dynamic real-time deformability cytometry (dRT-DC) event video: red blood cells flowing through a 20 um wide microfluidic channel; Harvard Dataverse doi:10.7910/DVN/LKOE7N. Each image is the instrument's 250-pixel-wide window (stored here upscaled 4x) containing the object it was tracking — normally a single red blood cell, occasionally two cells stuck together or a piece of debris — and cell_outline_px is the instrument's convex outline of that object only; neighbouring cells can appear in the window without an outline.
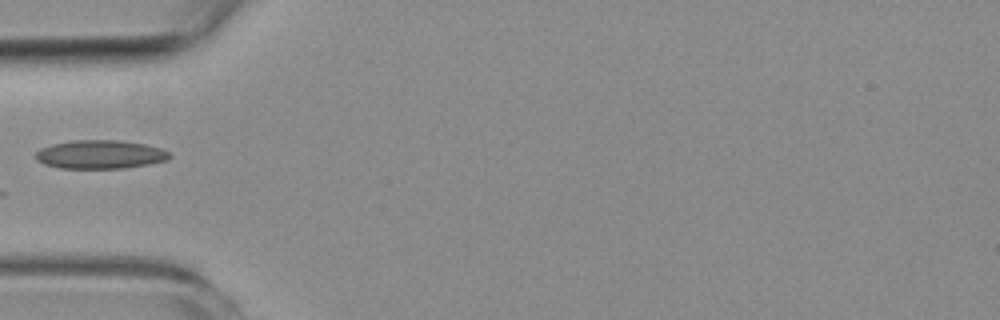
{"species": "common noctule bat (a hibernating species)", "species_latin": "Nyctalus noctula", "temperature_condition": "room temperature", "stored_images_in_passage": 4, "camera_frame_rate_fps": 3000, "um_per_image_px": 0.085, "animal": {"sex": "female", "body_mass_g": 19.3, "forearm_length_mm": 54.1}, "frame": {"image": 1, "passage_image": 4, "time_ms": 3.667, "image_size_px": [1000, 320], "cell_outline_px": [[172, 156], [168, 160], [148, 164], [124, 168], [60, 168], [44, 164], [36, 160], [36, 152], [40, 148], [52, 144], [72, 140], [120, 140], [144, 144], [160, 148], [168, 152]], "centroid_in_image_um": [8.5, 13.12], "position_along_channel_um": 76.5, "area_um2": 22.31}}